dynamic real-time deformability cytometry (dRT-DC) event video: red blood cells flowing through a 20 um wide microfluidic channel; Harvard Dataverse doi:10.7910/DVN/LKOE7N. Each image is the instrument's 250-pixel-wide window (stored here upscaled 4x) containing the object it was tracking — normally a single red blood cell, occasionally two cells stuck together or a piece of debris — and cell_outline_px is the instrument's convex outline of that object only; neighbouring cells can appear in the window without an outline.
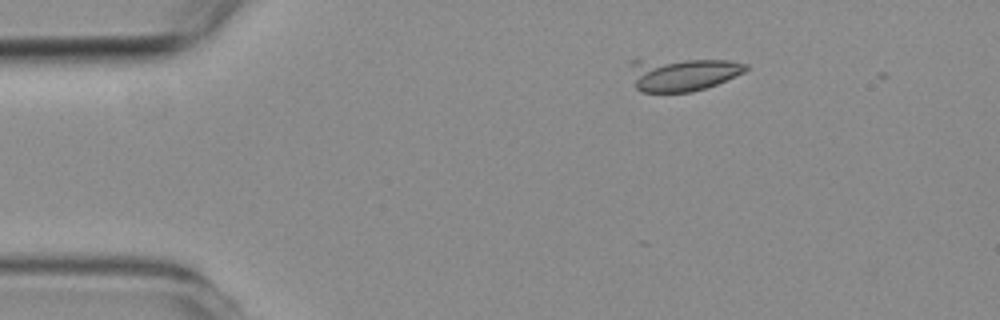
{"species": "common noctule bat (a hibernating species)", "species_latin": "Nyctalus noctula", "temperature_condition": "room temperature", "stored_images_in_passage": 6, "camera_frame_rate_fps": 3000, "um_per_image_px": 0.085, "animal": {"sex": "female", "body_mass_g": 19.3, "forearm_length_mm": 54.1}, "frame": {"image": 1, "passage_image": 6, "time_ms": 6.667, "image_size_px": [1000, 320], "cell_outline_px": [[748, 68], [744, 72], [716, 84], [692, 92], [640, 92], [636, 88], [628, 60], [728, 60], [748, 64]], "centroid_in_image_um": [57.99, 6.31], "position_along_channel_um": 27.0, "area_um2": 22.2}}